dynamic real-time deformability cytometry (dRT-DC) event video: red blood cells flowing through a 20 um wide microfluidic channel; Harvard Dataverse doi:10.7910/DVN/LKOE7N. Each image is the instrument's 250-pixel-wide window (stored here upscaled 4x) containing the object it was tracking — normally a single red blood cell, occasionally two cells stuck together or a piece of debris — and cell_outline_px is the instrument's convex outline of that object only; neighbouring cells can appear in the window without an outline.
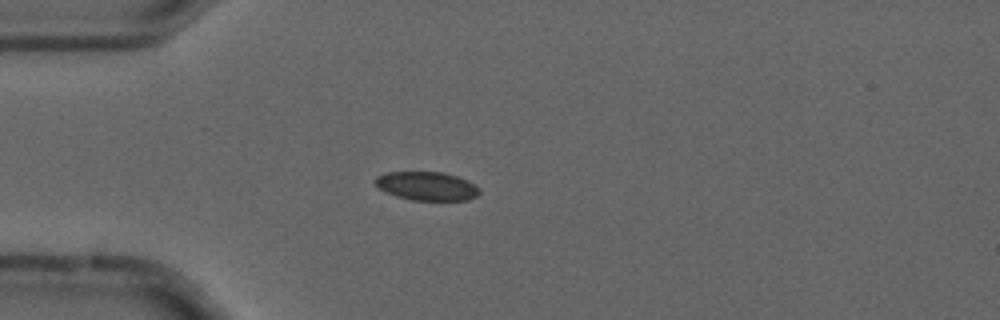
{"species": "common noctule bat (a hibernating species)", "species_latin": "Nyctalus noctula", "temperature_condition": "cold", "stored_images_in_passage": 5, "camera_frame_rate_fps": 3000, "um_per_image_px": 0.085, "animal": {"sex": "male", "forearm_length_mm": 52.5}, "frame": {"image": 1, "passage_image": 4, "time_ms": 1.0, "image_size_px": [1000, 320], "cell_outline_px": [[480, 192], [476, 196], [468, 200], [412, 200], [396, 196], [380, 188], [376, 184], [376, 176], [384, 172], [444, 172], [468, 180], [480, 188]], "centroid_in_image_um": [36.31, 15.81], "position_along_channel_um": 48.7, "area_um2": 17.34}}